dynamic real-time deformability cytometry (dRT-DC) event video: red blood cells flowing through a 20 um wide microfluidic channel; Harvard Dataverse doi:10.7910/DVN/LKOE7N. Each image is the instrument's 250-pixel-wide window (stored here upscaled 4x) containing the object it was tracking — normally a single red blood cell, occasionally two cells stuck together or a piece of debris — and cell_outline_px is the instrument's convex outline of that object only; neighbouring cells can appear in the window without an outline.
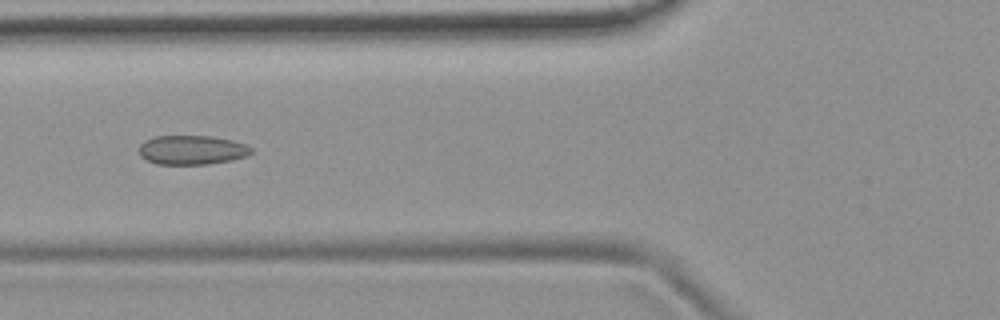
{"species": "common noctule bat (a hibernating species)", "species_latin": "Nyctalus noctula", "temperature_condition": "room temperature", "stored_images_in_passage": 8, "camera_frame_rate_fps": 3000, "um_per_image_px": 0.085, "animal": {"sex": "female", "body_mass_g": 19.9}, "frame": {"image": 1, "passage_image": 6, "time_ms": 6.667, "image_size_px": [1000, 320], "cell_outline_px": [[252, 152], [248, 156], [232, 160], [208, 164], [156, 164], [140, 156], [140, 144], [144, 140], [156, 136], [212, 136], [232, 140], [244, 144], [252, 148]], "centroid_in_image_um": [16.32, 12.74], "position_along_channel_um": 109.5, "area_um2": 19.13}}
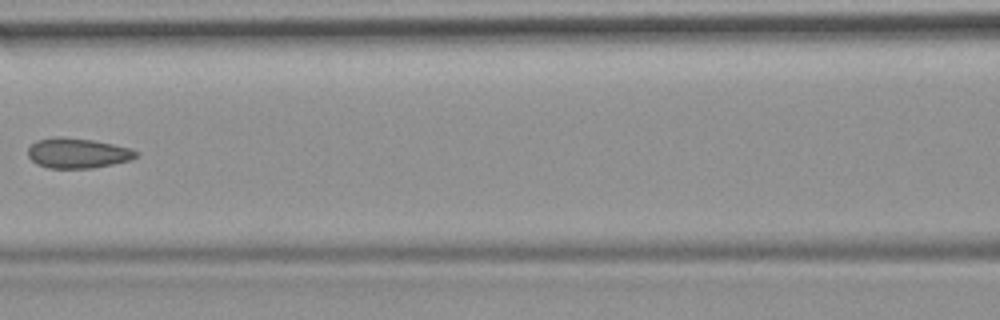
{"frame": {"image": 2, "passage_image": 7, "time_ms": 8.0, "image_size_px": [1000, 320], "cell_outline_px": [[140, 156], [128, 160], [112, 164], [92, 168], [48, 168], [36, 164], [28, 156], [28, 148], [36, 140], [56, 136], [92, 140], [112, 144], [128, 148], [140, 152]], "centroid_in_image_um": [6.58, 13.02], "position_along_channel_um": 160.0, "area_um2": 18.9}}